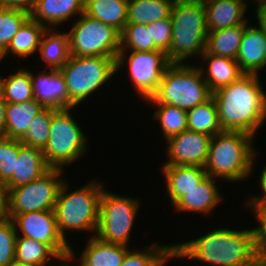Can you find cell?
<instances>
[{"label": "cell", "instance_id": "cell-7", "mask_svg": "<svg viewBox=\"0 0 266 266\" xmlns=\"http://www.w3.org/2000/svg\"><path fill=\"white\" fill-rule=\"evenodd\" d=\"M72 108L57 109L52 114L50 135L45 148L42 150L48 166L61 169L84 154L88 149L87 136L72 117Z\"/></svg>", "mask_w": 266, "mask_h": 266}, {"label": "cell", "instance_id": "cell-4", "mask_svg": "<svg viewBox=\"0 0 266 266\" xmlns=\"http://www.w3.org/2000/svg\"><path fill=\"white\" fill-rule=\"evenodd\" d=\"M171 20L173 32L167 53L170 62L185 63L188 58L201 56L208 36L203 0H175Z\"/></svg>", "mask_w": 266, "mask_h": 266}, {"label": "cell", "instance_id": "cell-28", "mask_svg": "<svg viewBox=\"0 0 266 266\" xmlns=\"http://www.w3.org/2000/svg\"><path fill=\"white\" fill-rule=\"evenodd\" d=\"M127 5L121 0H85L84 13L121 33L127 24Z\"/></svg>", "mask_w": 266, "mask_h": 266}, {"label": "cell", "instance_id": "cell-39", "mask_svg": "<svg viewBox=\"0 0 266 266\" xmlns=\"http://www.w3.org/2000/svg\"><path fill=\"white\" fill-rule=\"evenodd\" d=\"M17 233L9 217L0 219V266H8L15 260Z\"/></svg>", "mask_w": 266, "mask_h": 266}, {"label": "cell", "instance_id": "cell-49", "mask_svg": "<svg viewBox=\"0 0 266 266\" xmlns=\"http://www.w3.org/2000/svg\"><path fill=\"white\" fill-rule=\"evenodd\" d=\"M244 1H246V0H244ZM249 1H251V0H249ZM253 1L255 4L257 3L256 4V5H258L257 8L266 6V0H253Z\"/></svg>", "mask_w": 266, "mask_h": 266}, {"label": "cell", "instance_id": "cell-15", "mask_svg": "<svg viewBox=\"0 0 266 266\" xmlns=\"http://www.w3.org/2000/svg\"><path fill=\"white\" fill-rule=\"evenodd\" d=\"M34 99L44 107L68 109L77 107L70 99L63 74L59 69L41 70L37 75L30 71Z\"/></svg>", "mask_w": 266, "mask_h": 266}, {"label": "cell", "instance_id": "cell-3", "mask_svg": "<svg viewBox=\"0 0 266 266\" xmlns=\"http://www.w3.org/2000/svg\"><path fill=\"white\" fill-rule=\"evenodd\" d=\"M254 136L239 131H222L212 137L204 168L208 176L229 182L251 175L257 150Z\"/></svg>", "mask_w": 266, "mask_h": 266}, {"label": "cell", "instance_id": "cell-20", "mask_svg": "<svg viewBox=\"0 0 266 266\" xmlns=\"http://www.w3.org/2000/svg\"><path fill=\"white\" fill-rule=\"evenodd\" d=\"M160 170L165 178V187L172 205L186 192L197 187L207 176V172L202 166L163 165Z\"/></svg>", "mask_w": 266, "mask_h": 266}, {"label": "cell", "instance_id": "cell-26", "mask_svg": "<svg viewBox=\"0 0 266 266\" xmlns=\"http://www.w3.org/2000/svg\"><path fill=\"white\" fill-rule=\"evenodd\" d=\"M245 32V24L208 31L206 48L202 54H213L236 60Z\"/></svg>", "mask_w": 266, "mask_h": 266}, {"label": "cell", "instance_id": "cell-30", "mask_svg": "<svg viewBox=\"0 0 266 266\" xmlns=\"http://www.w3.org/2000/svg\"><path fill=\"white\" fill-rule=\"evenodd\" d=\"M54 260L58 262L60 257L47 244L24 236L16 237L15 261L31 266H53Z\"/></svg>", "mask_w": 266, "mask_h": 266}, {"label": "cell", "instance_id": "cell-47", "mask_svg": "<svg viewBox=\"0 0 266 266\" xmlns=\"http://www.w3.org/2000/svg\"><path fill=\"white\" fill-rule=\"evenodd\" d=\"M74 253H77V252H74L73 248L71 247L70 255L60 258V261H63L62 262L63 265L62 264H59L58 266H72V265L69 264V262H71V260H73L74 258H76V256H75ZM53 266H57V265H53Z\"/></svg>", "mask_w": 266, "mask_h": 266}, {"label": "cell", "instance_id": "cell-18", "mask_svg": "<svg viewBox=\"0 0 266 266\" xmlns=\"http://www.w3.org/2000/svg\"><path fill=\"white\" fill-rule=\"evenodd\" d=\"M50 169L41 149L25 145L19 140L15 172L5 183L7 190L28 184L40 178Z\"/></svg>", "mask_w": 266, "mask_h": 266}, {"label": "cell", "instance_id": "cell-45", "mask_svg": "<svg viewBox=\"0 0 266 266\" xmlns=\"http://www.w3.org/2000/svg\"><path fill=\"white\" fill-rule=\"evenodd\" d=\"M6 107L7 102L0 98V138L6 137Z\"/></svg>", "mask_w": 266, "mask_h": 266}, {"label": "cell", "instance_id": "cell-42", "mask_svg": "<svg viewBox=\"0 0 266 266\" xmlns=\"http://www.w3.org/2000/svg\"><path fill=\"white\" fill-rule=\"evenodd\" d=\"M259 184H260V188L261 189V193L257 195H253L249 198L248 201H246L245 203L247 204L248 207L251 206H266V166H264V168L262 169V172L260 174L259 177Z\"/></svg>", "mask_w": 266, "mask_h": 266}, {"label": "cell", "instance_id": "cell-12", "mask_svg": "<svg viewBox=\"0 0 266 266\" xmlns=\"http://www.w3.org/2000/svg\"><path fill=\"white\" fill-rule=\"evenodd\" d=\"M170 64L167 54L161 50L130 51V53L119 51L116 57V71L126 67L123 65L129 67L128 74L134 90L136 89L145 101L156 93L163 74Z\"/></svg>", "mask_w": 266, "mask_h": 266}, {"label": "cell", "instance_id": "cell-40", "mask_svg": "<svg viewBox=\"0 0 266 266\" xmlns=\"http://www.w3.org/2000/svg\"><path fill=\"white\" fill-rule=\"evenodd\" d=\"M253 212L258 227L253 228L254 232V249L257 260L266 263V206L248 207Z\"/></svg>", "mask_w": 266, "mask_h": 266}, {"label": "cell", "instance_id": "cell-1", "mask_svg": "<svg viewBox=\"0 0 266 266\" xmlns=\"http://www.w3.org/2000/svg\"><path fill=\"white\" fill-rule=\"evenodd\" d=\"M259 75L244 74L237 81L214 92L219 123L223 131L256 136L266 119V92Z\"/></svg>", "mask_w": 266, "mask_h": 266}, {"label": "cell", "instance_id": "cell-14", "mask_svg": "<svg viewBox=\"0 0 266 266\" xmlns=\"http://www.w3.org/2000/svg\"><path fill=\"white\" fill-rule=\"evenodd\" d=\"M212 137L189 129L166 140L168 157L163 165H189L204 167Z\"/></svg>", "mask_w": 266, "mask_h": 266}, {"label": "cell", "instance_id": "cell-43", "mask_svg": "<svg viewBox=\"0 0 266 266\" xmlns=\"http://www.w3.org/2000/svg\"><path fill=\"white\" fill-rule=\"evenodd\" d=\"M37 0H0V7L32 12Z\"/></svg>", "mask_w": 266, "mask_h": 266}, {"label": "cell", "instance_id": "cell-24", "mask_svg": "<svg viewBox=\"0 0 266 266\" xmlns=\"http://www.w3.org/2000/svg\"><path fill=\"white\" fill-rule=\"evenodd\" d=\"M44 108L35 99L22 103H7L6 137L21 140L26 135L33 118Z\"/></svg>", "mask_w": 266, "mask_h": 266}, {"label": "cell", "instance_id": "cell-21", "mask_svg": "<svg viewBox=\"0 0 266 266\" xmlns=\"http://www.w3.org/2000/svg\"><path fill=\"white\" fill-rule=\"evenodd\" d=\"M215 179L211 176H206L202 182L192 190L186 192L174 205L176 212H198L199 214H209L222 201L219 186Z\"/></svg>", "mask_w": 266, "mask_h": 266}, {"label": "cell", "instance_id": "cell-36", "mask_svg": "<svg viewBox=\"0 0 266 266\" xmlns=\"http://www.w3.org/2000/svg\"><path fill=\"white\" fill-rule=\"evenodd\" d=\"M57 109L45 107L32 120L26 135L20 140L23 144L43 150L50 135L52 114Z\"/></svg>", "mask_w": 266, "mask_h": 266}, {"label": "cell", "instance_id": "cell-35", "mask_svg": "<svg viewBox=\"0 0 266 266\" xmlns=\"http://www.w3.org/2000/svg\"><path fill=\"white\" fill-rule=\"evenodd\" d=\"M158 50L151 42V27L141 23H127L120 36V51Z\"/></svg>", "mask_w": 266, "mask_h": 266}, {"label": "cell", "instance_id": "cell-23", "mask_svg": "<svg viewBox=\"0 0 266 266\" xmlns=\"http://www.w3.org/2000/svg\"><path fill=\"white\" fill-rule=\"evenodd\" d=\"M90 237L79 257L80 266H120L131 249L123 245L107 243L98 237Z\"/></svg>", "mask_w": 266, "mask_h": 266}, {"label": "cell", "instance_id": "cell-6", "mask_svg": "<svg viewBox=\"0 0 266 266\" xmlns=\"http://www.w3.org/2000/svg\"><path fill=\"white\" fill-rule=\"evenodd\" d=\"M192 64L171 63L165 70L156 93L147 103L170 104L189 110L207 101L212 92L201 70ZM149 101V102H148Z\"/></svg>", "mask_w": 266, "mask_h": 266}, {"label": "cell", "instance_id": "cell-52", "mask_svg": "<svg viewBox=\"0 0 266 266\" xmlns=\"http://www.w3.org/2000/svg\"><path fill=\"white\" fill-rule=\"evenodd\" d=\"M5 57L4 51L0 49V61Z\"/></svg>", "mask_w": 266, "mask_h": 266}, {"label": "cell", "instance_id": "cell-29", "mask_svg": "<svg viewBox=\"0 0 266 266\" xmlns=\"http://www.w3.org/2000/svg\"><path fill=\"white\" fill-rule=\"evenodd\" d=\"M175 0H130L127 5V23L151 22L171 17Z\"/></svg>", "mask_w": 266, "mask_h": 266}, {"label": "cell", "instance_id": "cell-34", "mask_svg": "<svg viewBox=\"0 0 266 266\" xmlns=\"http://www.w3.org/2000/svg\"><path fill=\"white\" fill-rule=\"evenodd\" d=\"M7 103H22L34 99L30 71L25 67L5 77L3 97Z\"/></svg>", "mask_w": 266, "mask_h": 266}, {"label": "cell", "instance_id": "cell-37", "mask_svg": "<svg viewBox=\"0 0 266 266\" xmlns=\"http://www.w3.org/2000/svg\"><path fill=\"white\" fill-rule=\"evenodd\" d=\"M29 17L26 11L0 7V49L5 52L11 39Z\"/></svg>", "mask_w": 266, "mask_h": 266}, {"label": "cell", "instance_id": "cell-13", "mask_svg": "<svg viewBox=\"0 0 266 266\" xmlns=\"http://www.w3.org/2000/svg\"><path fill=\"white\" fill-rule=\"evenodd\" d=\"M11 219L17 236L47 244L60 258L70 255L71 244L59 234L54 211L28 212Z\"/></svg>", "mask_w": 266, "mask_h": 266}, {"label": "cell", "instance_id": "cell-17", "mask_svg": "<svg viewBox=\"0 0 266 266\" xmlns=\"http://www.w3.org/2000/svg\"><path fill=\"white\" fill-rule=\"evenodd\" d=\"M84 10L85 0H37L30 17L46 28H56Z\"/></svg>", "mask_w": 266, "mask_h": 266}, {"label": "cell", "instance_id": "cell-44", "mask_svg": "<svg viewBox=\"0 0 266 266\" xmlns=\"http://www.w3.org/2000/svg\"><path fill=\"white\" fill-rule=\"evenodd\" d=\"M8 190L6 184L0 181V219L7 217Z\"/></svg>", "mask_w": 266, "mask_h": 266}, {"label": "cell", "instance_id": "cell-10", "mask_svg": "<svg viewBox=\"0 0 266 266\" xmlns=\"http://www.w3.org/2000/svg\"><path fill=\"white\" fill-rule=\"evenodd\" d=\"M120 36L114 27L83 13L68 32L70 56L117 57Z\"/></svg>", "mask_w": 266, "mask_h": 266}, {"label": "cell", "instance_id": "cell-48", "mask_svg": "<svg viewBox=\"0 0 266 266\" xmlns=\"http://www.w3.org/2000/svg\"><path fill=\"white\" fill-rule=\"evenodd\" d=\"M4 77L0 74V98L3 97V88H4Z\"/></svg>", "mask_w": 266, "mask_h": 266}, {"label": "cell", "instance_id": "cell-2", "mask_svg": "<svg viewBox=\"0 0 266 266\" xmlns=\"http://www.w3.org/2000/svg\"><path fill=\"white\" fill-rule=\"evenodd\" d=\"M173 258L198 260L212 266H249L257 259L253 229H213L194 240L173 244Z\"/></svg>", "mask_w": 266, "mask_h": 266}, {"label": "cell", "instance_id": "cell-32", "mask_svg": "<svg viewBox=\"0 0 266 266\" xmlns=\"http://www.w3.org/2000/svg\"><path fill=\"white\" fill-rule=\"evenodd\" d=\"M170 258H173V244H152L140 251L131 248L120 266H163Z\"/></svg>", "mask_w": 266, "mask_h": 266}, {"label": "cell", "instance_id": "cell-11", "mask_svg": "<svg viewBox=\"0 0 266 266\" xmlns=\"http://www.w3.org/2000/svg\"><path fill=\"white\" fill-rule=\"evenodd\" d=\"M61 169H50L32 182L8 190L7 217L37 211H54L65 180ZM63 176V177H62Z\"/></svg>", "mask_w": 266, "mask_h": 266}, {"label": "cell", "instance_id": "cell-8", "mask_svg": "<svg viewBox=\"0 0 266 266\" xmlns=\"http://www.w3.org/2000/svg\"><path fill=\"white\" fill-rule=\"evenodd\" d=\"M59 70L64 76L69 99L77 106L117 73L116 57L70 56Z\"/></svg>", "mask_w": 266, "mask_h": 266}, {"label": "cell", "instance_id": "cell-25", "mask_svg": "<svg viewBox=\"0 0 266 266\" xmlns=\"http://www.w3.org/2000/svg\"><path fill=\"white\" fill-rule=\"evenodd\" d=\"M46 29L45 26L29 17L11 39L4 52L5 56L8 57L9 54H12V56H18L21 59L30 57L39 51L41 39Z\"/></svg>", "mask_w": 266, "mask_h": 266}, {"label": "cell", "instance_id": "cell-41", "mask_svg": "<svg viewBox=\"0 0 266 266\" xmlns=\"http://www.w3.org/2000/svg\"><path fill=\"white\" fill-rule=\"evenodd\" d=\"M147 27H151V42H154L158 50L167 54L170 49L173 32L171 17L151 22Z\"/></svg>", "mask_w": 266, "mask_h": 266}, {"label": "cell", "instance_id": "cell-51", "mask_svg": "<svg viewBox=\"0 0 266 266\" xmlns=\"http://www.w3.org/2000/svg\"><path fill=\"white\" fill-rule=\"evenodd\" d=\"M8 266H31L25 263L17 262V261H12Z\"/></svg>", "mask_w": 266, "mask_h": 266}, {"label": "cell", "instance_id": "cell-33", "mask_svg": "<svg viewBox=\"0 0 266 266\" xmlns=\"http://www.w3.org/2000/svg\"><path fill=\"white\" fill-rule=\"evenodd\" d=\"M157 107L153 117L159 122L165 141L187 129V111L175 105L154 104Z\"/></svg>", "mask_w": 266, "mask_h": 266}, {"label": "cell", "instance_id": "cell-22", "mask_svg": "<svg viewBox=\"0 0 266 266\" xmlns=\"http://www.w3.org/2000/svg\"><path fill=\"white\" fill-rule=\"evenodd\" d=\"M205 66H198L211 92L237 81L244 73L236 60L213 54H202ZM207 62V63H206Z\"/></svg>", "mask_w": 266, "mask_h": 266}, {"label": "cell", "instance_id": "cell-5", "mask_svg": "<svg viewBox=\"0 0 266 266\" xmlns=\"http://www.w3.org/2000/svg\"><path fill=\"white\" fill-rule=\"evenodd\" d=\"M92 180L83 187L69 191L67 178L62 183L54 213L59 234L66 238L69 230L91 232L96 235L99 215L100 196L103 191V183ZM69 191V192H68ZM95 233V234H94ZM94 234V235H93ZM66 235V236H65Z\"/></svg>", "mask_w": 266, "mask_h": 266}, {"label": "cell", "instance_id": "cell-50", "mask_svg": "<svg viewBox=\"0 0 266 266\" xmlns=\"http://www.w3.org/2000/svg\"><path fill=\"white\" fill-rule=\"evenodd\" d=\"M249 266H266V263L260 260H255L252 264H250Z\"/></svg>", "mask_w": 266, "mask_h": 266}, {"label": "cell", "instance_id": "cell-38", "mask_svg": "<svg viewBox=\"0 0 266 266\" xmlns=\"http://www.w3.org/2000/svg\"><path fill=\"white\" fill-rule=\"evenodd\" d=\"M19 140L0 138V181L6 183L15 172L18 158Z\"/></svg>", "mask_w": 266, "mask_h": 266}, {"label": "cell", "instance_id": "cell-9", "mask_svg": "<svg viewBox=\"0 0 266 266\" xmlns=\"http://www.w3.org/2000/svg\"><path fill=\"white\" fill-rule=\"evenodd\" d=\"M141 201L118 195L103 188L99 202L96 237L100 240L129 247V239Z\"/></svg>", "mask_w": 266, "mask_h": 266}, {"label": "cell", "instance_id": "cell-27", "mask_svg": "<svg viewBox=\"0 0 266 266\" xmlns=\"http://www.w3.org/2000/svg\"><path fill=\"white\" fill-rule=\"evenodd\" d=\"M40 57L47 68L60 69L70 57L68 32H58L56 28H47L39 46Z\"/></svg>", "mask_w": 266, "mask_h": 266}, {"label": "cell", "instance_id": "cell-46", "mask_svg": "<svg viewBox=\"0 0 266 266\" xmlns=\"http://www.w3.org/2000/svg\"><path fill=\"white\" fill-rule=\"evenodd\" d=\"M255 15L257 24L262 29V31L266 34V6L259 7L255 9Z\"/></svg>", "mask_w": 266, "mask_h": 266}, {"label": "cell", "instance_id": "cell-16", "mask_svg": "<svg viewBox=\"0 0 266 266\" xmlns=\"http://www.w3.org/2000/svg\"><path fill=\"white\" fill-rule=\"evenodd\" d=\"M244 74L259 75L266 67V34L257 24H245V32L236 58Z\"/></svg>", "mask_w": 266, "mask_h": 266}, {"label": "cell", "instance_id": "cell-19", "mask_svg": "<svg viewBox=\"0 0 266 266\" xmlns=\"http://www.w3.org/2000/svg\"><path fill=\"white\" fill-rule=\"evenodd\" d=\"M206 9L208 31L248 23L245 14L248 1L244 0H203Z\"/></svg>", "mask_w": 266, "mask_h": 266}, {"label": "cell", "instance_id": "cell-31", "mask_svg": "<svg viewBox=\"0 0 266 266\" xmlns=\"http://www.w3.org/2000/svg\"><path fill=\"white\" fill-rule=\"evenodd\" d=\"M187 129L215 136L223 131L219 123L215 100L211 96L207 101L187 110Z\"/></svg>", "mask_w": 266, "mask_h": 266}]
</instances>
